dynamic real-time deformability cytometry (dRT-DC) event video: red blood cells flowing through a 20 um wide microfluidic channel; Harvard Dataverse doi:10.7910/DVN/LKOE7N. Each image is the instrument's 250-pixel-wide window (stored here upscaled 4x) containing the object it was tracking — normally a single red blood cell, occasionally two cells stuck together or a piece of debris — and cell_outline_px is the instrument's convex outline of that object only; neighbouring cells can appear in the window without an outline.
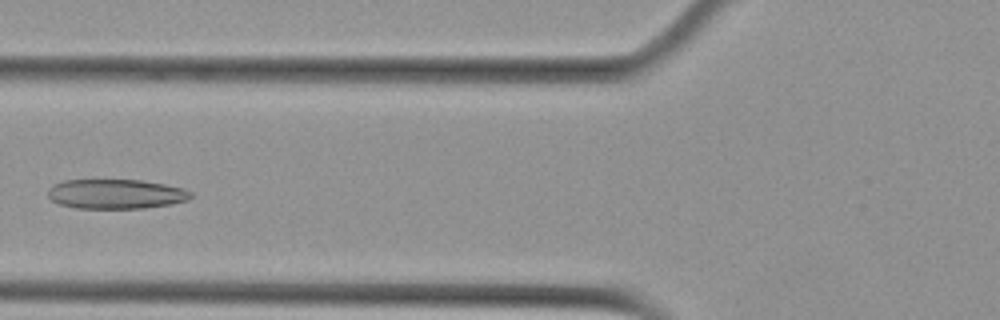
{"species": "Egyptian fruit bat (a non-hibernating species)", "species_latin": "Rousettus aegyptiacus", "temperature_condition": "cold", "stored_images_in_passage": 6, "camera_frame_rate_fps": 3000, "um_per_image_px": 0.085, "animal": {"sex": "female"}, "frame": {"image": 1, "passage_image": 5, "time_ms": 1.333, "image_size_px": [1000, 320], "cell_outline_px": [[192, 196], [188, 200], [172, 204], [144, 208], [76, 208], [60, 204], [52, 200], [48, 196], [48, 188], [52, 184], [64, 180], [140, 180], [164, 184], [184, 188], [192, 192]], "centroid_in_image_um": [9.85, 16.48], "position_along_channel_um": 115.9, "area_um2": 24.74}}
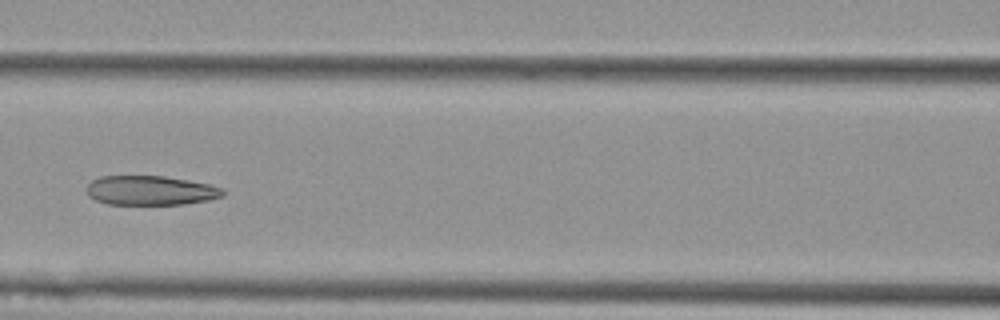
{"frame": {"image": 2, "passage_image": 6, "time_ms": 1.667, "image_size_px": [1000, 320], "cell_outline_px": [[224, 196], [208, 200], [184, 204], [108, 204], [96, 200], [88, 196], [88, 184], [92, 180], [100, 176], [164, 176], [188, 180], [208, 184], [224, 188]], "centroid_in_image_um": [12.81, 16.19], "position_along_channel_um": 153.8, "area_um2": 23.29}}